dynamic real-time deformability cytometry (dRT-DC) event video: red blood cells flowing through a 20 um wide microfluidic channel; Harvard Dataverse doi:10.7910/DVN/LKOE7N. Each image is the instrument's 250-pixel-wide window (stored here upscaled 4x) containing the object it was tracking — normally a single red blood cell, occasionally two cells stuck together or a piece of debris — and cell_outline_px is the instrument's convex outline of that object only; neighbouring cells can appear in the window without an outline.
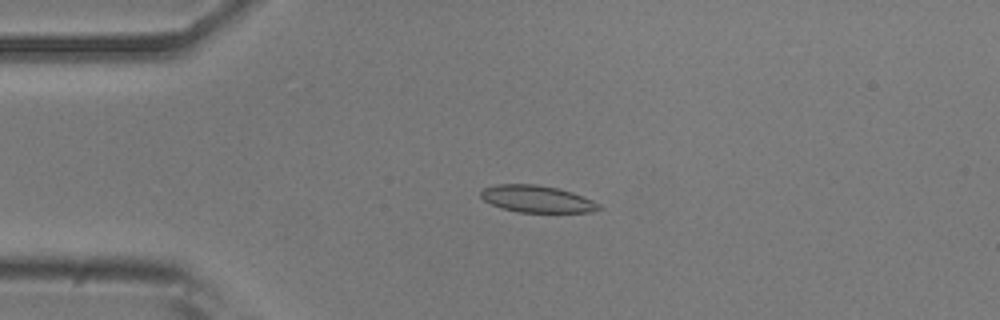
{"species": "common noctule bat (a hibernating species)", "species_latin": "Nyctalus noctula", "temperature_condition": "room temperature", "stored_images_in_passage": 49, "camera_frame_rate_fps": 3000, "um_per_image_px": 0.085, "animal": {"sex": "male", "body_mass_g": 20.5, "forearm_length_mm": 52.5}, "frame": {"image": 1, "passage_image": 11, "time_ms": 3.333, "image_size_px": [1000, 320], "cell_outline_px": [[604, 208], [592, 212], [516, 212], [492, 204], [484, 200], [480, 196], [480, 192], [484, 188], [496, 184], [536, 184], [560, 188], [572, 192], [592, 200], [600, 204]], "centroid_in_image_um": [45.67, 16.91], "position_along_channel_um": 39.3, "area_um2": 18.61}}
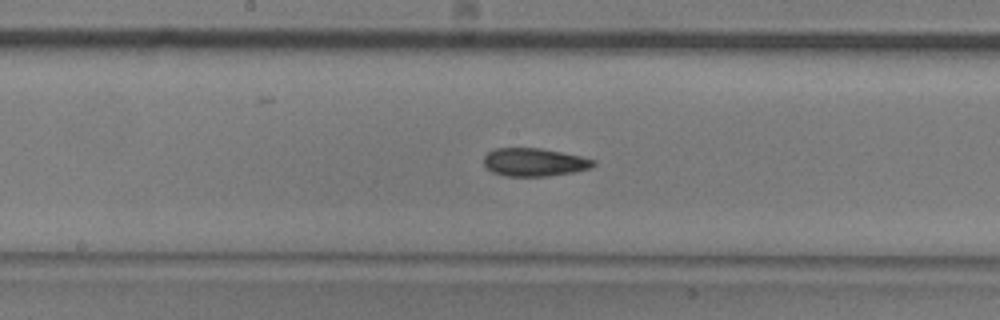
{"frame": {"image": 2, "passage_image": 26, "time_ms": 8.333, "image_size_px": [1000, 320], "cell_outline_px": [[596, 164], [588, 168], [572, 172], [548, 176], [504, 176], [492, 172], [484, 164], [484, 156], [488, 152], [496, 148], [540, 148], [580, 156], [596, 160]], "centroid_in_image_um": [45.39, 13.78], "position_along_channel_um": 202.8, "area_um2": 17.8}}
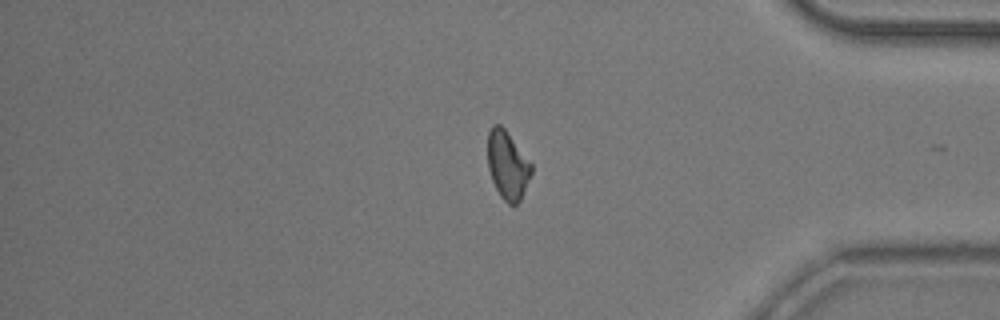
{"frame": {"image": 3, "passage_image": 43, "time_ms": 14.0, "image_size_px": [1000, 320], "cell_outline_px": [[532, 172], [520, 200], [516, 204], [508, 204], [500, 196], [492, 180], [488, 168], [488, 132], [492, 124], [500, 124], [504, 128], [532, 164]], "centroid_in_image_um": [43.13, 14.03], "position_along_channel_um": 392.1, "area_um2": 17.17}, "authors_computed_cell_mechanics": {"area_um2": 17.9758, "velocity_mm_per_s": 3.7751, "shape_relaxation_time_tau1_ms": null, "shape_relaxation_time_tau2_ms": 5.6116, "deformation_change_tau1": null, "deformation_change_tau2": 0.1258}}